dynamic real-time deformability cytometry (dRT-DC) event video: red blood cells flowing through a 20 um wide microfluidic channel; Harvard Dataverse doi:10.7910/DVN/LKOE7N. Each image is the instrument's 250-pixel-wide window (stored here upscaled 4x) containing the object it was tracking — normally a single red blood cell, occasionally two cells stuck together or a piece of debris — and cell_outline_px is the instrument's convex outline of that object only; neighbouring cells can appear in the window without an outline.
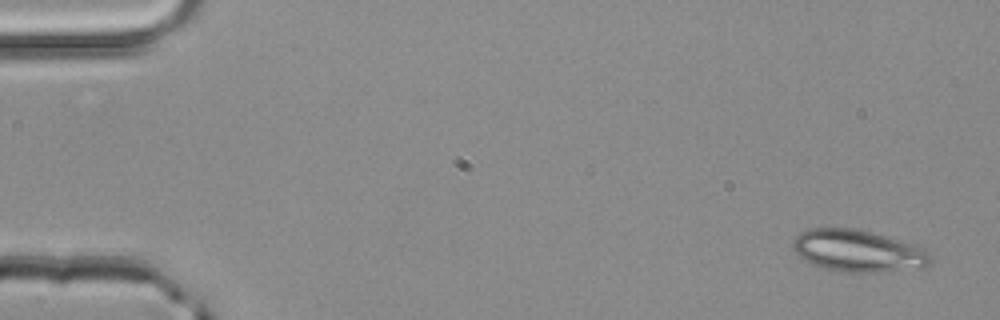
{"species": "common noctule bat (a hibernating species)", "species_latin": "Nyctalus noctula", "temperature_condition": "room temperature", "stored_images_in_passage": 3, "camera_frame_rate_fps": 3000, "um_per_image_px": 0.085, "animal": {"sex": "male", "body_mass_g": 20.4}, "frame": {"image": 1, "passage_image": 1, "time_ms": 0.0, "image_size_px": [1000, 320], "cell_outline_px": [[932, 264], [924, 268], [876, 272], [840, 272], [824, 268], [812, 264], [804, 260], [792, 248], [792, 240], [800, 232], [812, 228], [852, 228], [900, 240], [912, 244], [928, 252], [932, 260]], "centroid_in_image_um": [72.91, 21.34], "position_along_channel_um": 12.1, "area_um2": 33.52}}